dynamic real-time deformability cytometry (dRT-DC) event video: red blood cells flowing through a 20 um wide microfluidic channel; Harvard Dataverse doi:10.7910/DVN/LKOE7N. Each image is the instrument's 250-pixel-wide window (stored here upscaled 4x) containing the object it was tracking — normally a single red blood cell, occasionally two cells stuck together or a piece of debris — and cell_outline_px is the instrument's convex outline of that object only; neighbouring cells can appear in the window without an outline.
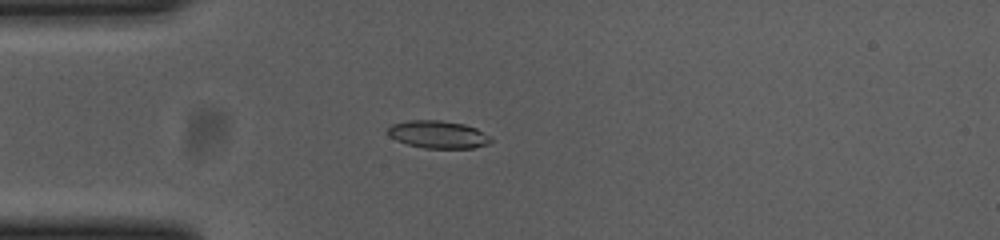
{"species": "common noctule bat (a hibernating species)", "species_latin": "Nyctalus noctula", "temperature_condition": "cold", "stored_images_in_passage": 41, "camera_frame_rate_fps": 3000, "um_per_image_px": 0.085, "animal": {"sex": "female", "body_mass_g": 23.0, "forearm_length_mm": 53.4}, "frame": {"image": 1, "passage_image": 4, "time_ms": 1.0, "image_size_px": [1000, 240], "cell_outline_px": [[492, 140], [488, 144], [472, 148], [424, 148], [408, 144], [396, 140], [388, 136], [388, 128], [392, 124], [408, 120], [440, 120], [464, 124], [476, 128], [492, 136]], "centroid_in_image_um": [37.25, 11.43], "position_along_channel_um": 47.8, "area_um2": 16.65}}
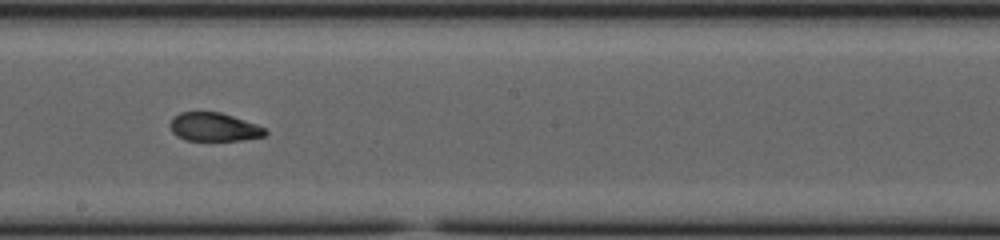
{"frame": {"image": 2, "passage_image": 20, "time_ms": 6.333, "image_size_px": [1000, 240], "cell_outline_px": [[268, 132], [264, 136], [240, 140], [184, 140], [176, 136], [172, 132], [168, 124], [172, 116], [180, 112], [220, 112], [256, 124], [264, 128]], "centroid_in_image_um": [18.12, 10.79], "position_along_channel_um": 230.1, "area_um2": 15.84}}
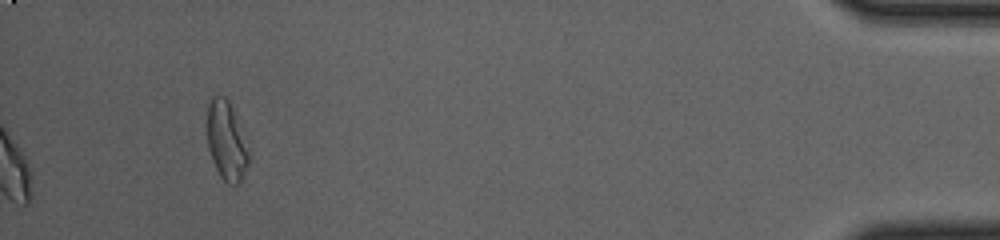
{"frame": {"image": 3, "passage_image": 41, "time_ms": 13.333, "image_size_px": [1000, 240], "cell_outline_px": [[248, 164], [244, 176], [240, 184], [228, 184], [220, 176], [216, 168], [208, 148], [208, 104], [212, 96], [224, 96], [228, 100], [232, 108], [248, 152]], "centroid_in_image_um": [19.23, 12.02], "position_along_channel_um": 416.0, "area_um2": 18.5}, "authors_computed_cell_mechanics": {"area_um2": 16.762, "velocity_mm_per_s": 3.6836, "shape_relaxation_time_tau1_ms": null, "shape_relaxation_time_tau2_ms": 1.5042, "deformation_change_tau1": null, "deformation_change_tau2": 0.0742}}